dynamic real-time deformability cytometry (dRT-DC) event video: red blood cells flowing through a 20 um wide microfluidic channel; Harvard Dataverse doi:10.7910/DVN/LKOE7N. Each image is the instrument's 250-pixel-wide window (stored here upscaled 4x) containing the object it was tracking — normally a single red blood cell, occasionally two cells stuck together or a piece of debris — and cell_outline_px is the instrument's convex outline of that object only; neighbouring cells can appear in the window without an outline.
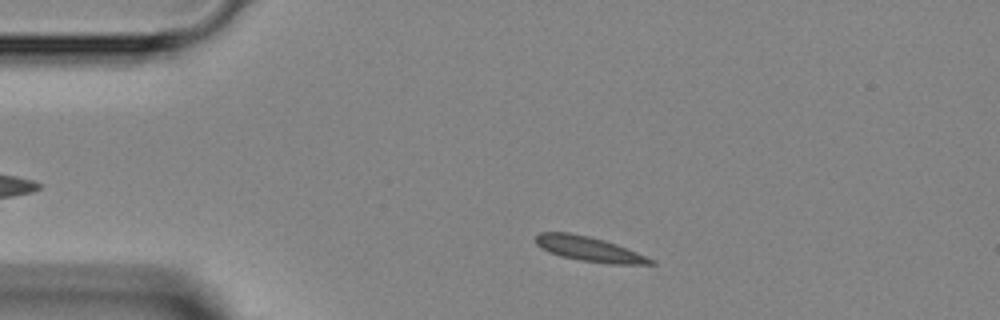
{"species": "Egyptian fruit bat (a non-hibernating species)", "species_latin": "Rousettus aegyptiacus", "temperature_condition": "room temperature", "stored_images_in_passage": 32, "camera_frame_rate_fps": 3000, "um_per_image_px": 0.085, "animal": {"sex": "female"}, "frame": {"image": 1, "passage_image": 4, "time_ms": 1.0, "image_size_px": [1000, 320], "cell_outline_px": [[656, 264], [608, 264], [580, 260], [560, 256], [548, 252], [540, 248], [536, 244], [536, 236], [540, 232], [568, 232], [588, 236], [604, 240], [616, 244], [656, 260]], "centroid_in_image_um": [50.06, 21.17], "position_along_channel_um": 34.9, "area_um2": 16.59}}
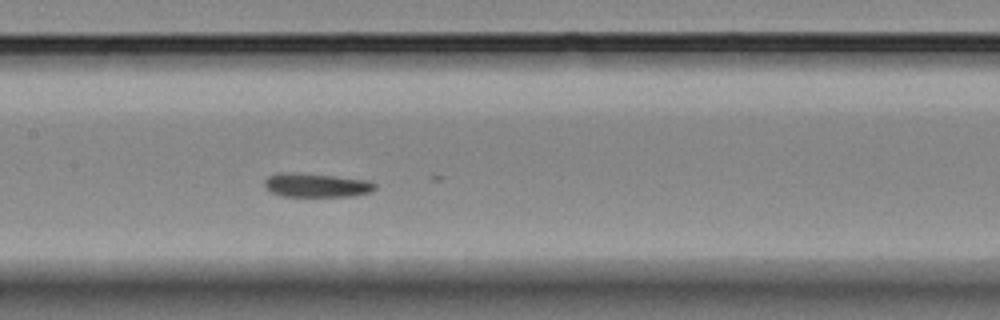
{"frame": {"image": 2, "passage_image": 17, "time_ms": 5.333, "image_size_px": [1000, 320], "cell_outline_px": [[376, 188], [372, 192], [352, 196], [280, 196], [264, 188], [264, 180], [268, 176], [280, 172], [292, 172], [336, 176], [368, 180], [376, 184]], "centroid_in_image_um": [26.88, 15.74], "position_along_channel_um": 180.5, "area_um2": 15.55}}
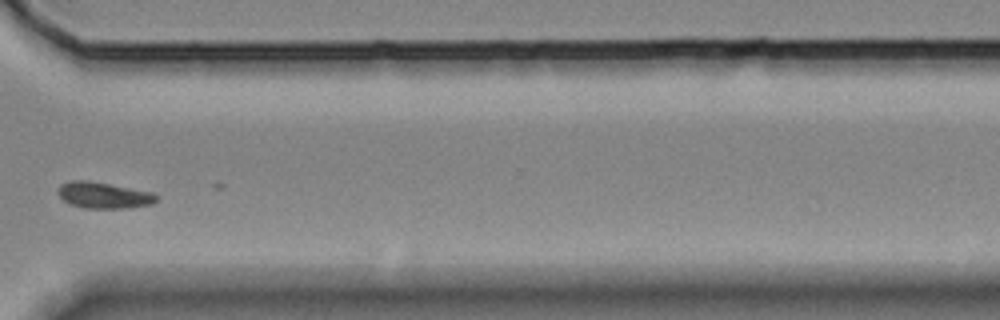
{"frame": {"image": 3, "passage_image": 30, "time_ms": 9.667, "image_size_px": [1000, 320], "cell_outline_px": [[156, 200], [152, 204], [128, 208], [84, 208], [68, 204], [56, 192], [60, 184], [68, 180], [88, 180], [152, 192], [156, 196]], "centroid_in_image_um": [8.75, 16.59], "position_along_channel_um": 361.9, "area_um2": 15.09}}